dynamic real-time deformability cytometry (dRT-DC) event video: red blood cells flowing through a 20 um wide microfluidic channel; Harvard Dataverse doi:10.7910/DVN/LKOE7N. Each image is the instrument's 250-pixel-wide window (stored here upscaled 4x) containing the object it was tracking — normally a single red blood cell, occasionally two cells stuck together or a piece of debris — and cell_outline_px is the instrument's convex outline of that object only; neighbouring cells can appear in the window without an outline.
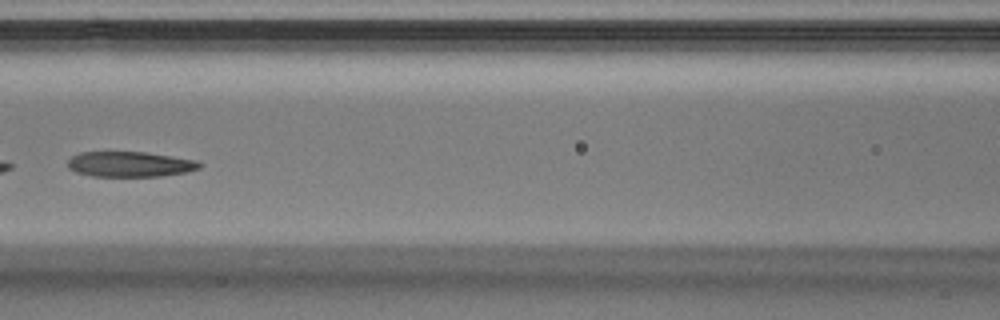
{"species": "Egyptian fruit bat (a non-hibernating species)", "species_latin": "Rousettus aegyptiacus", "temperature_condition": "warm", "stored_images_in_passage": 38, "segment_of_instrument_passage": [2, 2], "camera_frame_rate_fps": 3000, "um_per_image_px": 0.085, "animal": {"sex": "male"}, "frame": {"image": 1, "passage_image": 16, "time_ms": 5.0, "image_size_px": [1000, 320], "cell_outline_px": [[204, 164], [200, 168], [188, 172], [160, 176], [92, 176], [76, 172], [68, 168], [68, 160], [72, 156], [80, 152], [144, 152], [172, 156], [196, 160]], "centroid_in_image_um": [11.07, 13.96], "position_along_channel_um": 155.5, "area_um2": 19.48}}
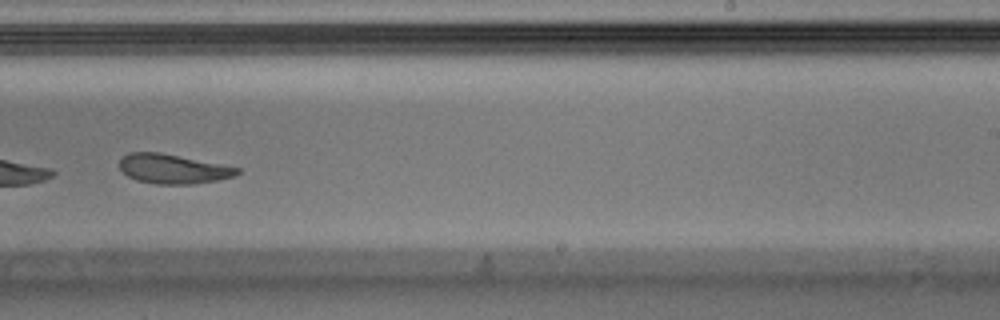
{"frame": {"image": 2, "passage_image": 23, "time_ms": 7.333, "image_size_px": [1000, 320], "cell_outline_px": [[240, 172], [232, 176], [216, 180], [192, 184], [156, 184], [136, 180], [128, 176], [120, 168], [120, 160], [128, 152], [160, 152], [240, 168]], "centroid_in_image_um": [14.67, 14.35], "position_along_channel_um": 274.3, "area_um2": 19.94}}
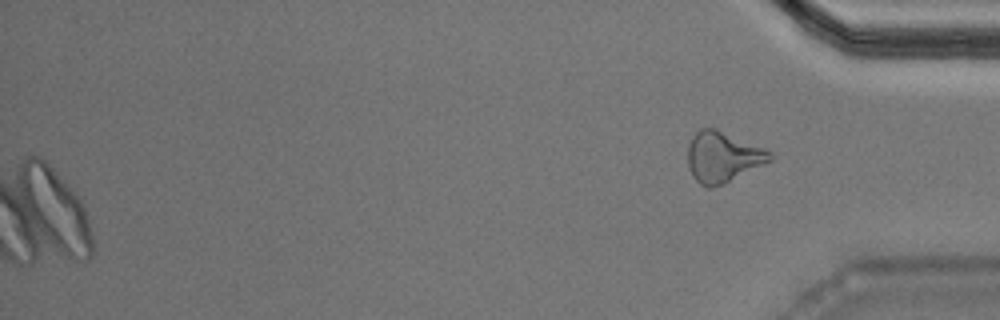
{"frame": {"image": 3, "passage_image": 38, "time_ms": 12.333, "image_size_px": [1000, 320], "cell_outline_px": [[772, 160], [724, 184], [712, 188], [708, 188], [700, 184], [692, 176], [688, 168], [688, 144], [692, 136], [700, 128], [716, 128], [764, 148], [772, 152]], "centroid_in_image_um": [61.41, 13.34], "position_along_channel_um": 373.8, "area_um2": 24.33}}